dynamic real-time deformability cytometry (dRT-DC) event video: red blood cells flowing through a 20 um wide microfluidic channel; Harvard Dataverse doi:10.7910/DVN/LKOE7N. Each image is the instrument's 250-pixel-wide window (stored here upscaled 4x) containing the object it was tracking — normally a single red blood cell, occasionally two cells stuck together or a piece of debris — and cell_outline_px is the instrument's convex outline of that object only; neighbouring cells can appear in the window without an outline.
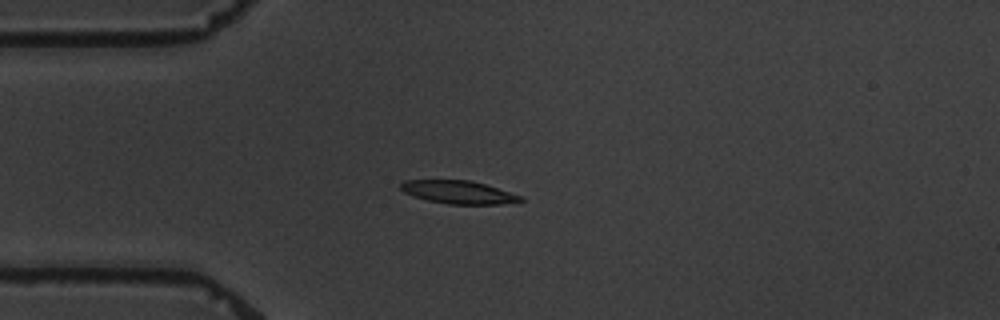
{"species": "common noctule bat (a hibernating species)", "species_latin": "Nyctalus noctula", "temperature_condition": "warm", "stored_images_in_passage": 11, "camera_frame_rate_fps": 3000, "um_per_image_px": 0.085, "animal": {"sex": "male", "body_mass_g": 19.5, "forearm_length_mm": 54.6}, "frame": {"image": 1, "passage_image": 4, "time_ms": 4.333, "image_size_px": [1000, 320], "cell_outline_px": [[524, 200], [500, 204], [448, 204], [428, 200], [412, 196], [404, 192], [400, 188], [400, 184], [404, 180], [472, 180], [524, 196]], "centroid_in_image_um": [38.97, 16.33], "position_along_channel_um": 46.0, "area_um2": 16.13}}
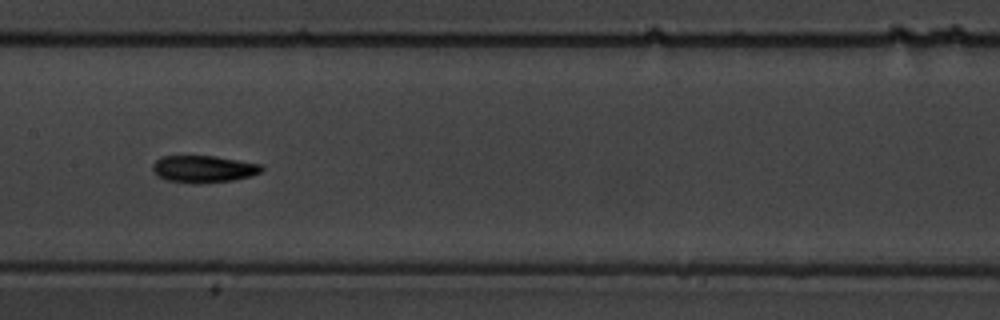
{"frame": {"image": 2, "passage_image": 8, "time_ms": 9.0, "image_size_px": [1000, 320], "cell_outline_px": [[264, 168], [260, 172], [248, 176], [232, 180], [200, 184], [164, 180], [152, 168], [152, 164], [160, 156], [216, 156], [260, 164]], "centroid_in_image_um": [17.28, 14.36], "position_along_channel_um": 190.1, "area_um2": 17.05}}
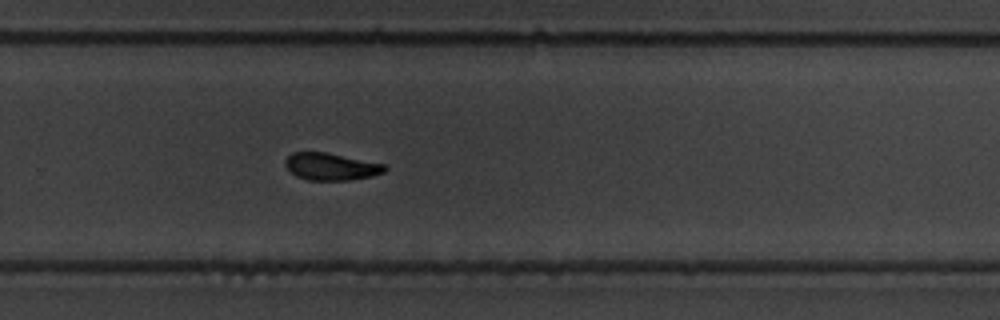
{"frame": {"image": 3, "passage_image": 11, "time_ms": 12.333, "image_size_px": [1000, 320], "cell_outline_px": [[388, 168], [384, 172], [372, 176], [348, 180], [308, 180], [296, 176], [284, 164], [284, 160], [292, 152], [324, 152], [388, 164]], "centroid_in_image_um": [28.17, 14.15], "position_along_channel_um": 301.6, "area_um2": 15.84}}